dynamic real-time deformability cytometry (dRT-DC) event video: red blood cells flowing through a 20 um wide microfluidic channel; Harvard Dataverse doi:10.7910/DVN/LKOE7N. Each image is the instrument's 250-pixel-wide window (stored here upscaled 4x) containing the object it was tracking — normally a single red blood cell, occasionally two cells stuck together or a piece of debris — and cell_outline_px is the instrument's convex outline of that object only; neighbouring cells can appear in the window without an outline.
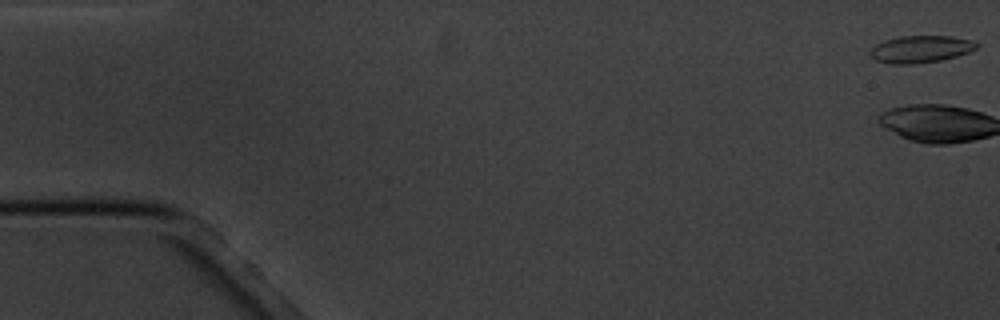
{"species": "common noctule bat (a hibernating species)", "species_latin": "Nyctalus noctula", "temperature_condition": "cold", "stored_images_in_passage": 7, "camera_frame_rate_fps": 3000, "um_per_image_px": 0.085, "animal": {"sex": "male", "body_mass_g": 20.1, "forearm_length_mm": 53.5}, "frame": {"image": 1, "passage_image": 1, "time_ms": 0.0, "image_size_px": [1000, 320], "cell_outline_px": [[980, 44], [976, 48], [968, 52], [956, 56], [940, 60], [916, 64], [888, 64], [876, 60], [868, 52], [876, 44], [884, 40], [900, 36], [952, 36], [972, 40]], "centroid_in_image_um": [78.24, 4.17], "position_along_channel_um": 6.8, "area_um2": 16.88}}